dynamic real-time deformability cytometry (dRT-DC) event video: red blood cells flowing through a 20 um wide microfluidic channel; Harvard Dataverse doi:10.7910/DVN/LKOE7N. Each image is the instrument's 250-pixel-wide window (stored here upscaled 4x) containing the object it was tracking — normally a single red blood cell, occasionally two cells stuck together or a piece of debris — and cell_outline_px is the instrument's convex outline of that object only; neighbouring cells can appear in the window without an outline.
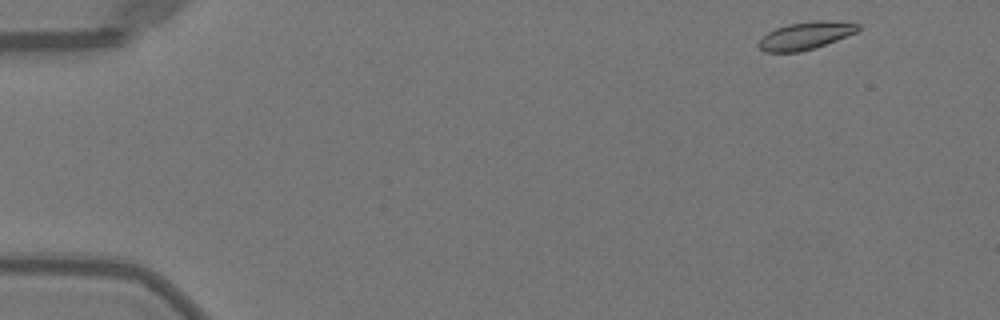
{"species": "Egyptian fruit bat (a non-hibernating species)", "species_latin": "Rousettus aegyptiacus", "temperature_condition": "warm", "stored_images_in_passage": 48, "camera_frame_rate_fps": 3000, "um_per_image_px": 0.085, "animal": {"sex": "female"}, "frame": {"image": 1, "passage_image": 1, "time_ms": 0.0, "image_size_px": [1000, 320], "cell_outline_px": [[860, 28], [856, 32], [836, 40], [800, 52], [764, 52], [756, 44], [768, 32], [776, 28], [788, 24], [816, 20], [824, 20], [860, 24]], "centroid_in_image_um": [68.44, 3.03], "position_along_channel_um": 16.6, "area_um2": 15.72}}
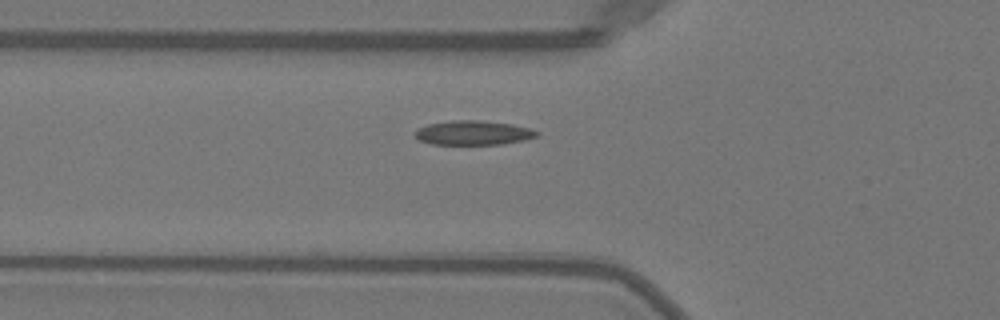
{"frame": {"image": 2, "passage_image": 15, "time_ms": 4.667, "image_size_px": [1000, 320], "cell_outline_px": [[540, 132], [536, 136], [524, 140], [500, 144], [432, 144], [420, 140], [416, 136], [416, 128], [428, 124], [452, 120], [480, 120], [512, 124], [528, 128]], "centroid_in_image_um": [40.21, 11.28], "position_along_channel_um": 85.6, "area_um2": 17.11}}
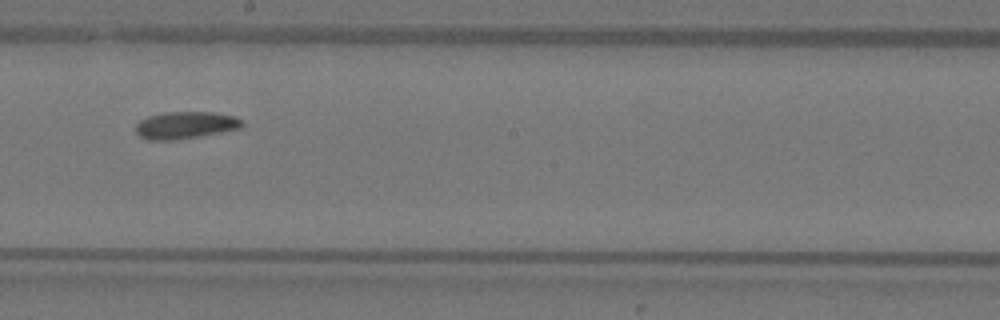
{"frame": {"image": 3, "passage_image": 26, "time_ms": 8.333, "image_size_px": [1000, 320], "cell_outline_px": [[244, 124], [240, 128], [200, 136], [172, 140], [148, 140], [140, 136], [136, 132], [136, 124], [140, 120], [148, 116], [164, 112], [212, 112], [236, 116], [244, 120]], "centroid_in_image_um": [15.77, 10.63], "position_along_channel_um": 232.4, "area_um2": 16.88}, "authors_computed_cell_mechanics": {"area_um2": 16.5019, "velocity_mm_per_s": 3.9937, "shape_relaxation_time_tau1_ms": 6.159, "shape_relaxation_time_tau2_ms": null, "deformation_change_tau1": 0.1113, "deformation_change_tau2": null}}